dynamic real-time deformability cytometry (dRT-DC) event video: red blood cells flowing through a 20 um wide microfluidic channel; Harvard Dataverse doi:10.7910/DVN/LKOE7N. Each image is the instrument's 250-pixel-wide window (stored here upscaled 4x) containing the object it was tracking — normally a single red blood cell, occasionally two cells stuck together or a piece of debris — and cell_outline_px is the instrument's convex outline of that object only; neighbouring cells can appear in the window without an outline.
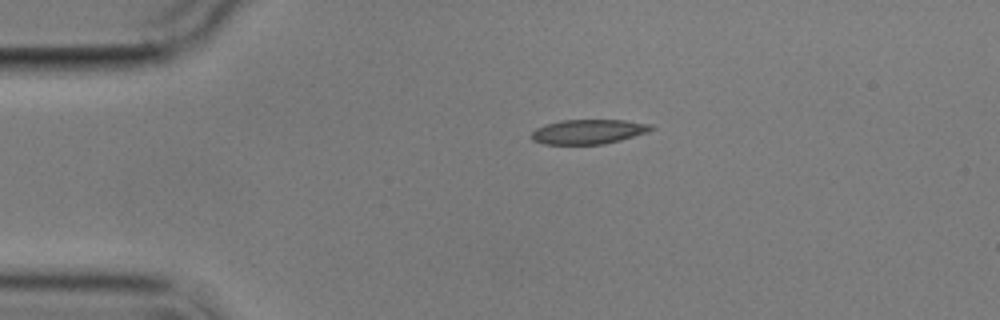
{"species": "common noctule bat (a hibernating species)", "species_latin": "Nyctalus noctula", "temperature_condition": "cold", "stored_images_in_passage": 2, "camera_frame_rate_fps": 3000, "um_per_image_px": 0.085, "animal": {"sex": "male", "body_mass_g": 17.9}, "frame": {"image": 1, "passage_image": 1, "time_ms": 0.0, "image_size_px": [1000, 320], "cell_outline_px": [[656, 128], [648, 132], [620, 140], [604, 144], [544, 144], [532, 140], [532, 132], [536, 128], [560, 120], [624, 120], [652, 124]], "centroid_in_image_um": [50.05, 11.19], "position_along_channel_um": 34.9, "area_um2": 17.11}}